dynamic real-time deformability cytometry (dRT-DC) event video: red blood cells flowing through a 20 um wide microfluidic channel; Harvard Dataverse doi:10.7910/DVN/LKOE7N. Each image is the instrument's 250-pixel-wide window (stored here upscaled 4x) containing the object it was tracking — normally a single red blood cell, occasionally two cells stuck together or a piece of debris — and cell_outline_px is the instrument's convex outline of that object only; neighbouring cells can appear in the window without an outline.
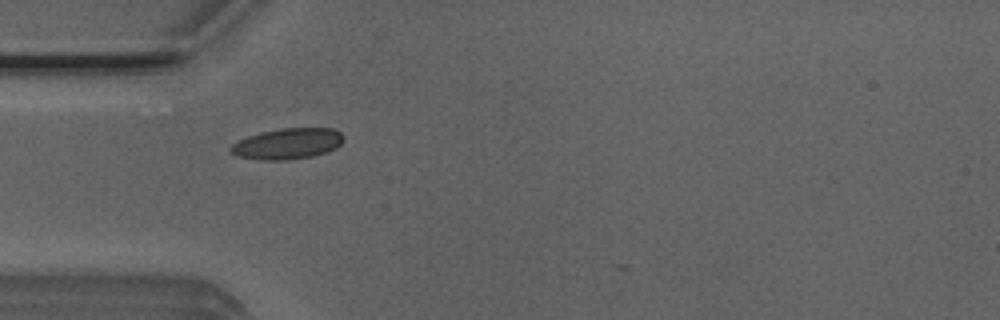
{"species": "Egyptian fruit bat (a non-hibernating species)", "species_latin": "Rousettus aegyptiacus", "temperature_condition": "room temperature", "stored_images_in_passage": 5, "camera_frame_rate_fps": 3000, "um_per_image_px": 0.085, "animal": {"sex": "male"}, "frame": {"image": 1, "passage_image": 1, "time_ms": 0.0, "image_size_px": [1000, 320], "cell_outline_px": [[344, 136], [340, 144], [336, 148], [312, 156], [284, 160], [264, 160], [236, 156], [228, 152], [228, 148], [232, 144], [248, 136], [260, 132], [280, 128], [332, 128], [340, 132]], "centroid_in_image_um": [24.4, 12.21], "position_along_channel_um": 60.6, "area_um2": 20.29}}